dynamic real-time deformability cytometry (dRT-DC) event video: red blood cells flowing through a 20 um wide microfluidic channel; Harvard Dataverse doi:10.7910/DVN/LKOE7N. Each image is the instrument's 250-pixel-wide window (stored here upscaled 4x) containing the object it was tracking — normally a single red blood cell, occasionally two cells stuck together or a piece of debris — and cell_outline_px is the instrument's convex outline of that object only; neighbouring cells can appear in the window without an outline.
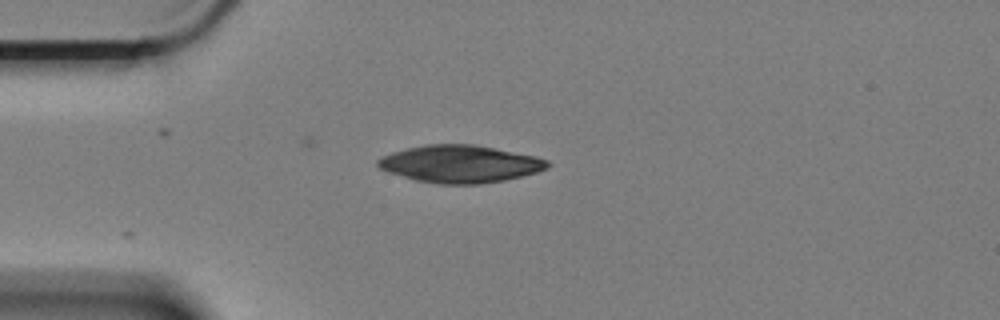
{"species": "Egyptian fruit bat (a non-hibernating species)", "species_latin": "Rousettus aegyptiacus", "temperature_condition": "cold", "stored_images_in_passage": 3, "camera_frame_rate_fps": 3000, "um_per_image_px": 0.085, "animal": {"sex": "female"}, "frame": {"image": 1, "passage_image": 1, "time_ms": 0.0, "image_size_px": [1000, 320], "cell_outline_px": [[552, 164], [548, 168], [536, 172], [504, 180], [480, 184], [436, 184], [416, 180], [388, 172], [380, 168], [376, 164], [376, 160], [380, 156], [392, 152], [424, 144], [476, 144], [536, 156], [548, 160]], "centroid_in_image_um": [39.1, 13.93], "position_along_channel_um": 45.9, "area_um2": 37.17}}